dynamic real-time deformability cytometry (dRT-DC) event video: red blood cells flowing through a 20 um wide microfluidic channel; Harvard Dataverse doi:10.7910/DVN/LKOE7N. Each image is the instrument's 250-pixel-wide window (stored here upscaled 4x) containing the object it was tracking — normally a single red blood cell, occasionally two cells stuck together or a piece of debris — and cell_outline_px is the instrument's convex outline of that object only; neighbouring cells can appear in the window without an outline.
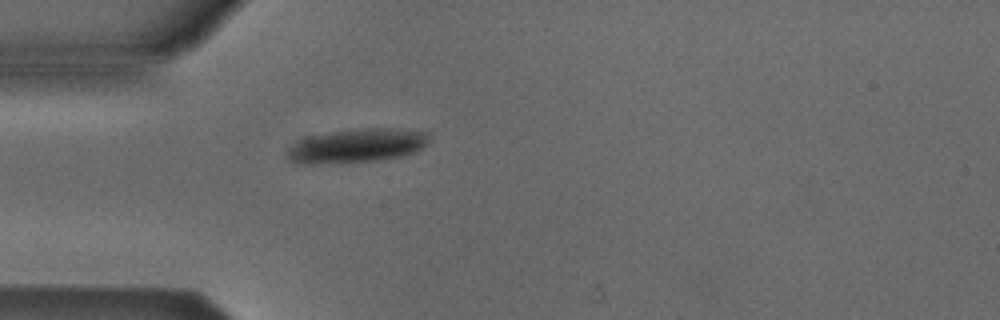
{"species": "Egyptian fruit bat (a non-hibernating species)", "species_latin": "Rousettus aegyptiacus", "temperature_condition": "cold", "stored_images_in_passage": 2, "camera_frame_rate_fps": 3000, "um_per_image_px": 0.085, "animal": {"sex": "male"}, "frame": {"image": 1, "passage_image": 2, "time_ms": 1.333, "image_size_px": [1000, 320], "cell_outline_px": [[428, 144], [412, 152], [400, 156], [376, 160], [292, 160], [288, 152], [300, 140], [308, 136], [328, 132], [360, 128], [400, 128], [428, 132]], "centroid_in_image_um": [30.55, 12.28], "position_along_channel_um": 54.5, "area_um2": 26.13}}